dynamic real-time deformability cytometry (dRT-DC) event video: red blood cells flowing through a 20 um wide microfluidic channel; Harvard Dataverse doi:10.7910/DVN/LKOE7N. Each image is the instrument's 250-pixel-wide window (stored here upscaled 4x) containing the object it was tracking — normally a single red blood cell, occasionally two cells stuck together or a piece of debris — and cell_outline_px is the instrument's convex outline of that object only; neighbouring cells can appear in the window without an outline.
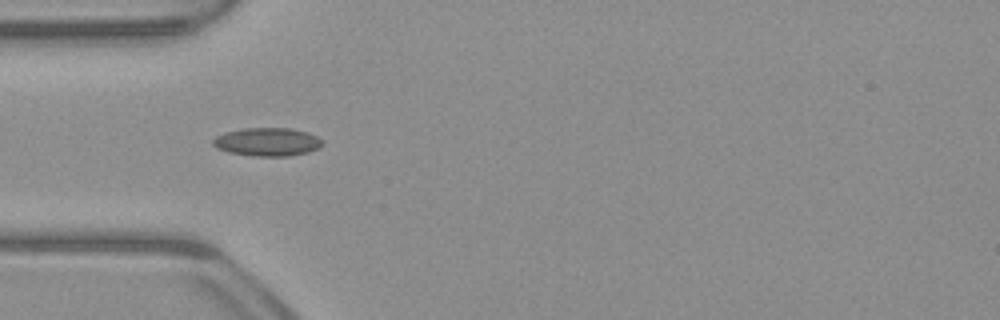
{"species": "common noctule bat (a hibernating species)", "species_latin": "Nyctalus noctula", "temperature_condition": "warm", "stored_images_in_passage": 37, "camera_frame_rate_fps": 3000, "um_per_image_px": 0.085, "animal": {"sex": "male", "body_mass_g": 23.1, "forearm_length_mm": 52.7}, "frame": {"image": 1, "passage_image": 1, "time_ms": 0.0, "image_size_px": [1000, 320], "cell_outline_px": [[324, 144], [320, 148], [308, 152], [288, 156], [252, 156], [228, 152], [216, 148], [212, 144], [212, 140], [216, 136], [228, 132], [244, 128], [292, 128], [308, 132], [324, 140]], "centroid_in_image_um": [22.76, 12.06], "position_along_channel_um": 62.2, "area_um2": 18.21}}
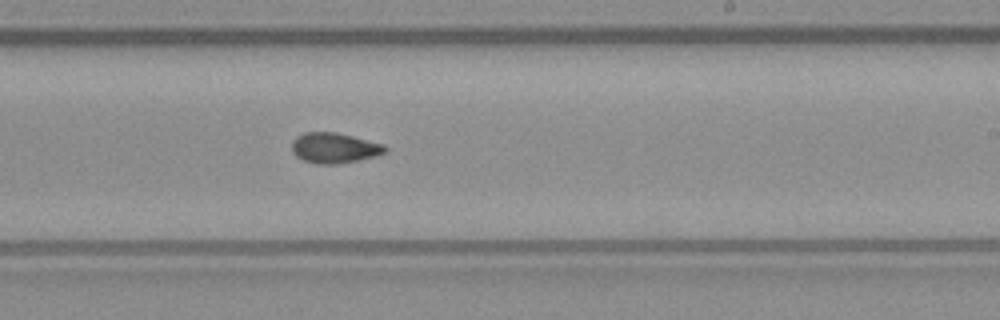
{"frame": {"image": 2, "passage_image": 16, "time_ms": 5.0, "image_size_px": [1000, 320], "cell_outline_px": [[388, 152], [376, 156], [336, 164], [320, 164], [304, 160], [296, 156], [292, 152], [292, 140], [296, 136], [304, 132], [336, 132], [384, 144], [388, 148]], "centroid_in_image_um": [28.42, 12.56], "position_along_channel_um": 260.6, "area_um2": 16.53}}
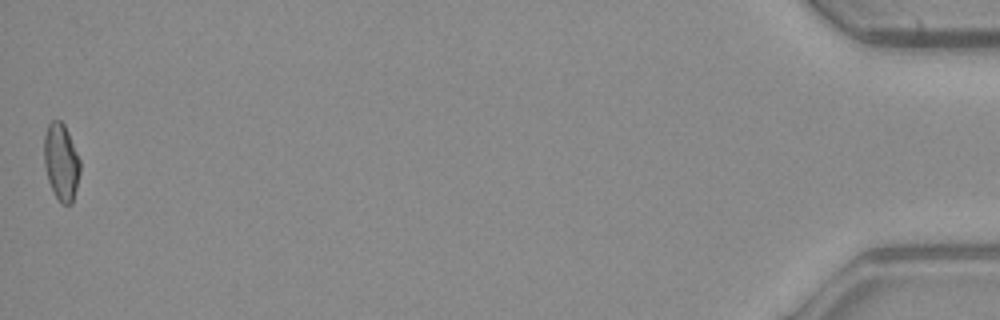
{"frame": {"image": 3, "passage_image": 37, "time_ms": 12.0, "image_size_px": [1000, 320], "cell_outline_px": [[80, 172], [72, 204], [60, 204], [48, 180], [44, 164], [44, 136], [48, 124], [52, 120], [60, 120], [64, 124], [68, 132], [80, 160]], "centroid_in_image_um": [5.2, 13.76], "position_along_channel_um": 430.0, "area_um2": 16.07}, "authors_computed_cell_mechanics": {"area_um2": 16.184, "velocity_mm_per_s": 3.9662, "shape_relaxation_time_tau1_ms": null, "shape_relaxation_time_tau2_ms": 2.6843, "deformation_change_tau1": null, "deformation_change_tau2": 0.0792}}